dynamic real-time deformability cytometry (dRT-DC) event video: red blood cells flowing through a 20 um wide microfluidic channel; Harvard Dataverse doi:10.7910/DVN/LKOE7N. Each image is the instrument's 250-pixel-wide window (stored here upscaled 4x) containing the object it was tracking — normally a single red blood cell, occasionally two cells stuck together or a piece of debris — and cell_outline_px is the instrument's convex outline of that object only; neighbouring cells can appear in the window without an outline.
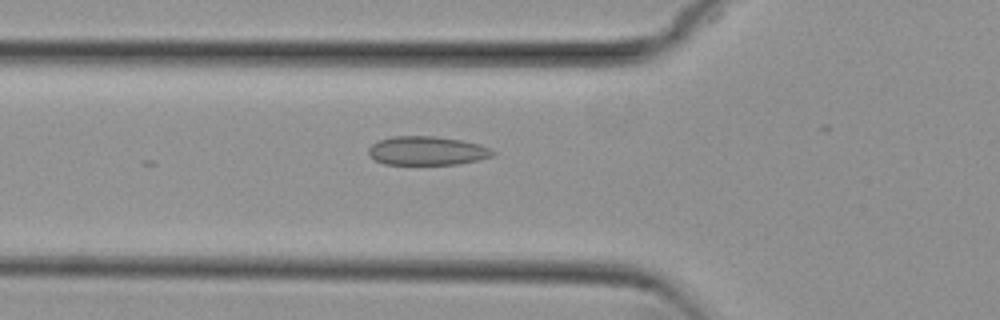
{"species": "common noctule bat (a hibernating species)", "species_latin": "Nyctalus noctula", "temperature_condition": "cold", "stored_images_in_passage": 13, "camera_frame_rate_fps": 3000, "um_per_image_px": 0.085, "animal": {"sex": "female", "body_mass_g": 29.2, "forearm_length_mm": 56.3}, "frame": {"image": 1, "passage_image": 5, "time_ms": 1.333, "image_size_px": [1000, 320], "cell_outline_px": [[496, 152], [492, 156], [480, 160], [456, 164], [384, 164], [376, 160], [368, 152], [368, 148], [372, 144], [380, 140], [392, 136], [436, 136], [460, 140], [480, 144]], "centroid_in_image_um": [36.31, 12.81], "position_along_channel_um": 89.5, "area_um2": 20.75}}
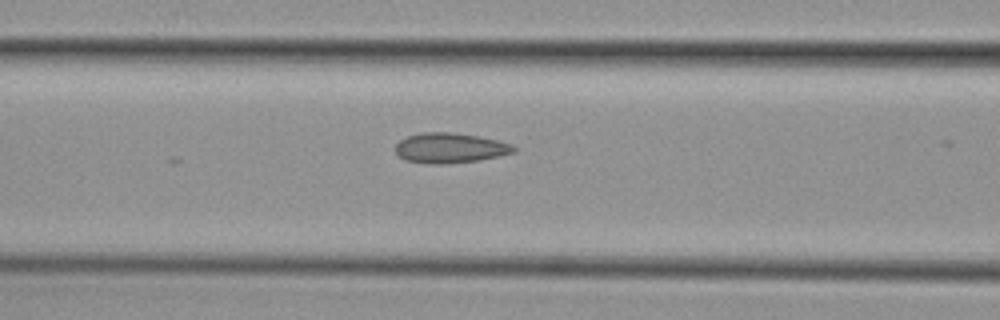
{"frame": {"image": 2, "passage_image": 8, "time_ms": 2.333, "image_size_px": [1000, 320], "cell_outline_px": [[516, 152], [500, 156], [476, 160], [444, 164], [428, 164], [404, 160], [396, 152], [396, 144], [400, 140], [408, 136], [420, 132], [452, 132], [500, 140], [512, 144], [516, 148]], "centroid_in_image_um": [38.26, 12.57], "position_along_channel_um": 128.3, "area_um2": 20.81}}
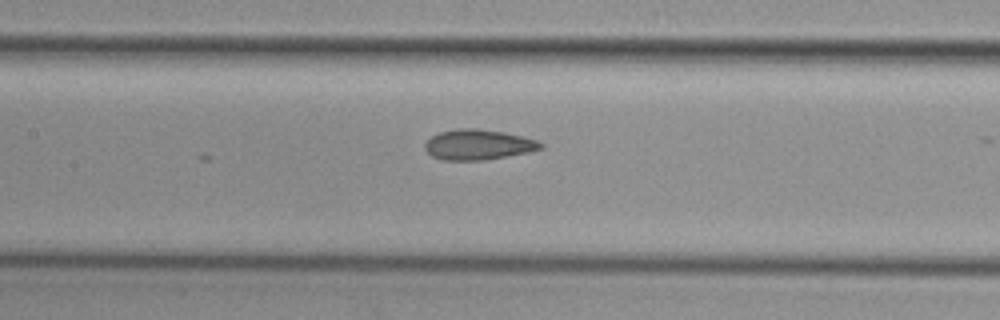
{"frame": {"image": 3, "passage_image": 11, "time_ms": 3.333, "image_size_px": [1000, 320], "cell_outline_px": [[544, 148], [528, 152], [484, 160], [440, 160], [432, 156], [424, 148], [424, 144], [432, 136], [440, 132], [456, 128], [480, 128], [504, 132], [536, 140], [544, 144]], "centroid_in_image_um": [40.63, 12.29], "position_along_channel_um": 166.8, "area_um2": 20.46}}